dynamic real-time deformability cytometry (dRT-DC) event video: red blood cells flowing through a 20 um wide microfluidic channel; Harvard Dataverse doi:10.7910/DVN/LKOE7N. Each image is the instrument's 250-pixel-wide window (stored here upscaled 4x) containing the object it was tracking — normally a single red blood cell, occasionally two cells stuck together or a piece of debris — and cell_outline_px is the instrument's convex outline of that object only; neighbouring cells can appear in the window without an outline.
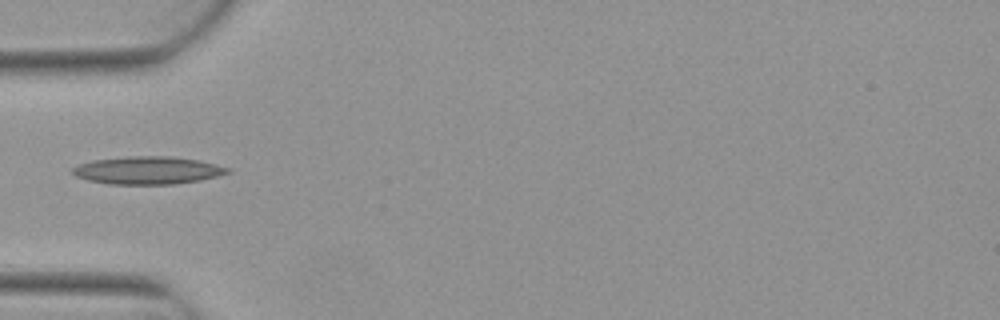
{"species": "Egyptian fruit bat (a non-hibernating species)", "species_latin": "Rousettus aegyptiacus", "temperature_condition": "warm", "stored_images_in_passage": 5, "camera_frame_rate_fps": 3000, "um_per_image_px": 0.085, "animal": {"sex": "female"}, "frame": {"image": 1, "passage_image": 5, "time_ms": 1.333, "image_size_px": [1000, 320], "cell_outline_px": [[232, 172], [200, 180], [172, 184], [108, 184], [88, 180], [76, 176], [72, 172], [72, 168], [80, 164], [92, 160], [128, 156], [172, 156], [200, 160], [232, 168]], "centroid_in_image_um": [12.59, 14.47], "position_along_channel_um": 72.4, "area_um2": 25.14}}